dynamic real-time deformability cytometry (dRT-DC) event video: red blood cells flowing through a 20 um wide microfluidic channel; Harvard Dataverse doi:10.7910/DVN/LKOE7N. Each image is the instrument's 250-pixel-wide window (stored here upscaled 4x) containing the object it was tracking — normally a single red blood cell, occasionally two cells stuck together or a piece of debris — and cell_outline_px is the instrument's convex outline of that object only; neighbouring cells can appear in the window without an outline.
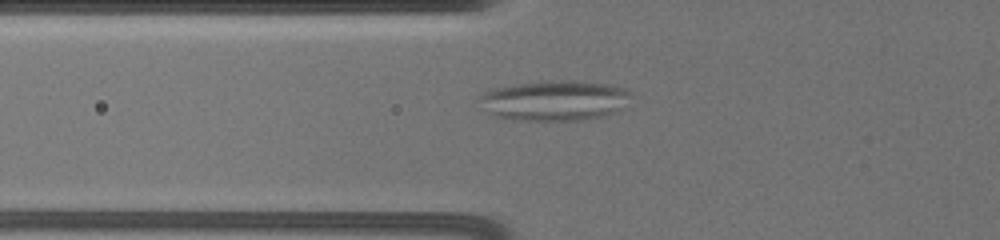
{"species": "common noctule bat (a hibernating species)", "species_latin": "Nyctalus noctula", "temperature_condition": "warm", "stored_images_in_passage": 61, "camera_frame_rate_fps": 3000, "um_per_image_px": 0.085, "animal": {"sex": "female", "body_mass_g": 19.5, "forearm_length_mm": 54.1}, "frame": {"image": 1, "passage_image": 9, "time_ms": 1.0, "image_size_px": [1000, 240], "cell_outline_px": [[632, 92], [624, 108], [616, 112], [600, 116], [580, 120], [524, 120], [492, 116], [480, 112], [480, 96], [484, 92], [496, 88], [516, 84], [548, 80], [576, 80], [608, 84], [624, 88]], "centroid_in_image_um": [47.11, 8.54], "position_along_channel_um": 78.7, "area_um2": 35.89}}
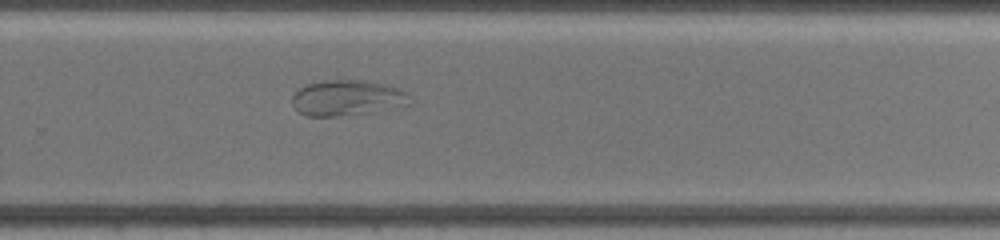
{"frame": {"image": 2, "passage_image": 31, "time_ms": 7.333, "image_size_px": [1000, 240], "cell_outline_px": [[412, 104], [388, 108], [336, 116], [304, 116], [292, 104], [292, 96], [300, 88], [308, 84], [320, 80], [364, 80], [384, 84], [400, 88], [408, 92]], "centroid_in_image_um": [29.51, 8.3], "position_along_channel_um": 300.3, "area_um2": 24.16}}
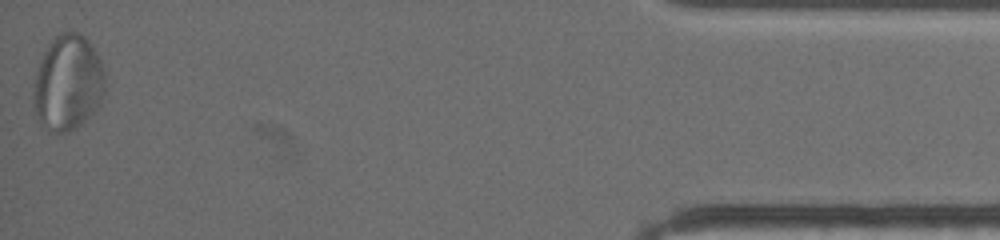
{"frame": {"image": 3, "passage_image": 60, "time_ms": 13.0, "image_size_px": [1000, 240], "cell_outline_px": [[104, 92], [100, 104], [76, 128], [68, 132], [48, 132], [40, 124], [36, 112], [36, 76], [44, 52], [48, 44], [60, 32], [80, 32], [88, 40], [100, 60], [104, 72]], "centroid_in_image_um": [5.8, 7.04], "position_along_channel_um": 429.4, "area_um2": 39.02}}